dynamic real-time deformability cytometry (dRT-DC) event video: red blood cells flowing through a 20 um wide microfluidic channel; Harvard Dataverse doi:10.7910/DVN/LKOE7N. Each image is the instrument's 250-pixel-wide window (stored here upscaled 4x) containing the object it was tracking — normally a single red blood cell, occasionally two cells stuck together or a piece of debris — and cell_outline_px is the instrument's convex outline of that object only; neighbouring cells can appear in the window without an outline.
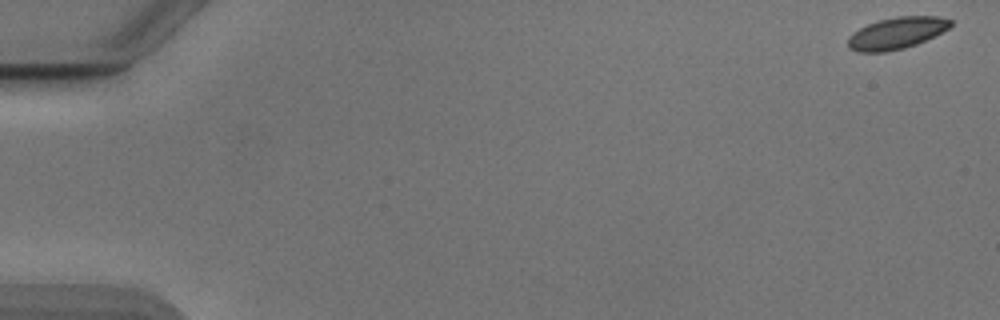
{"species": "Egyptian fruit bat (a non-hibernating species)", "species_latin": "Rousettus aegyptiacus", "temperature_condition": "cold", "stored_images_in_passage": 8, "camera_frame_rate_fps": 3000, "um_per_image_px": 0.085, "animal": {"sex": "male"}, "frame": {"image": 1, "passage_image": 1, "time_ms": 0.0, "image_size_px": [1000, 320], "cell_outline_px": [[952, 24], [948, 28], [916, 44], [904, 48], [884, 52], [856, 52], [848, 48], [848, 36], [852, 32], [868, 24], [880, 20], [896, 16], [940, 16], [952, 20]], "centroid_in_image_um": [76.17, 2.81], "position_along_channel_um": 8.8, "area_um2": 18.84}}